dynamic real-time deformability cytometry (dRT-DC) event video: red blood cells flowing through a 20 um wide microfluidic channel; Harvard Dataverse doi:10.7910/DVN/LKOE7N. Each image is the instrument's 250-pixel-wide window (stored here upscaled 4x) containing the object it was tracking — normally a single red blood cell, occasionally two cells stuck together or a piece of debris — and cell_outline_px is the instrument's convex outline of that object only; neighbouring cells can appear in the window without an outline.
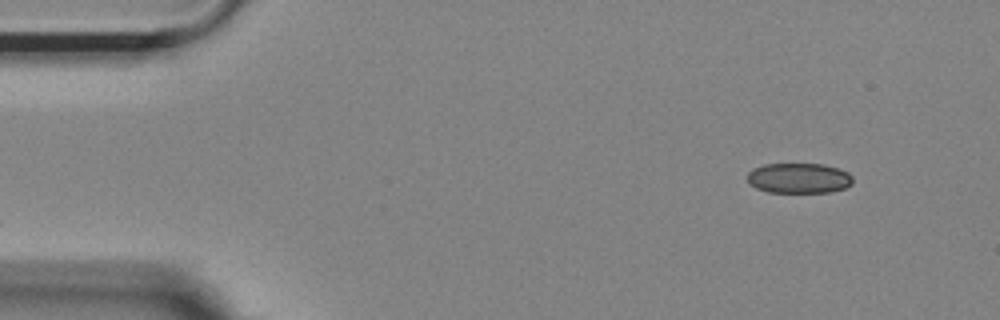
{"species": "Egyptian fruit bat (a non-hibernating species)", "species_latin": "Rousettus aegyptiacus", "temperature_condition": "room temperature", "stored_images_in_passage": 49, "camera_frame_rate_fps": 3000, "um_per_image_px": 0.085, "animal": {"sex": "female"}, "frame": {"image": 1, "passage_image": 1, "time_ms": 0.0, "image_size_px": [1000, 320], "cell_outline_px": [[852, 184], [844, 188], [828, 192], [768, 192], [756, 188], [748, 184], [748, 172], [752, 168], [764, 164], [824, 164], [848, 172], [852, 176]], "centroid_in_image_um": [67.87, 15.14], "position_along_channel_um": 17.1, "area_um2": 18.61}}
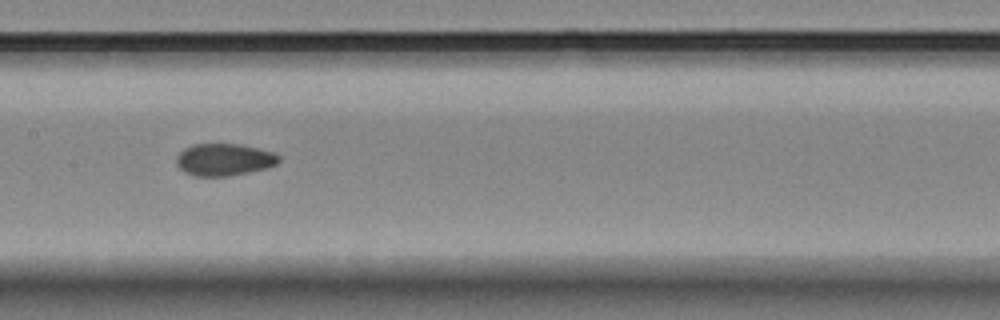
{"frame": {"image": 2, "passage_image": 22, "time_ms": 7.0, "image_size_px": [1000, 320], "cell_outline_px": [[280, 160], [276, 164], [264, 168], [248, 172], [228, 176], [192, 176], [184, 172], [176, 164], [176, 156], [184, 148], [192, 144], [240, 144], [276, 152], [280, 156]], "centroid_in_image_um": [19.04, 13.56], "position_along_channel_um": 188.4, "area_um2": 19.31}}
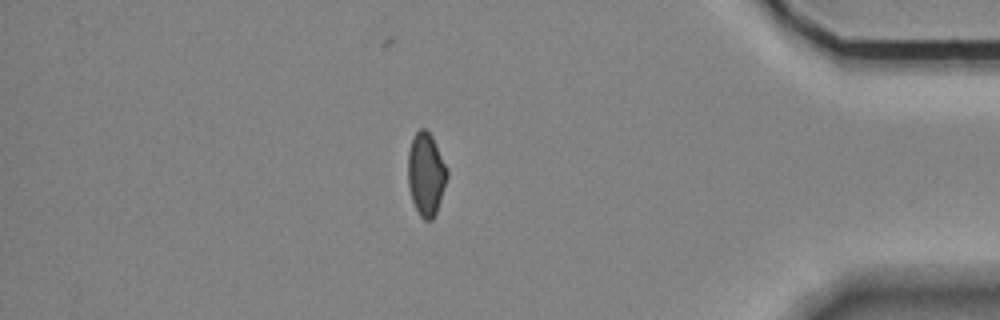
{"frame": {"image": 3, "passage_image": 42, "time_ms": 13.667, "image_size_px": [1000, 320], "cell_outline_px": [[448, 176], [436, 212], [432, 220], [424, 220], [420, 216], [412, 200], [408, 188], [408, 152], [412, 140], [416, 132], [420, 128], [424, 128], [432, 136], [448, 168]], "centroid_in_image_um": [36.21, 14.8], "position_along_channel_um": 399.0, "area_um2": 18.9}, "authors_computed_cell_mechanics": {"area_um2": 19.363, "velocity_mm_per_s": 3.7007, "shape_relaxation_time_tau1_ms": null, "shape_relaxation_time_tau2_ms": 2.972, "deformation_change_tau1": null, "deformation_change_tau2": 0.0668}}